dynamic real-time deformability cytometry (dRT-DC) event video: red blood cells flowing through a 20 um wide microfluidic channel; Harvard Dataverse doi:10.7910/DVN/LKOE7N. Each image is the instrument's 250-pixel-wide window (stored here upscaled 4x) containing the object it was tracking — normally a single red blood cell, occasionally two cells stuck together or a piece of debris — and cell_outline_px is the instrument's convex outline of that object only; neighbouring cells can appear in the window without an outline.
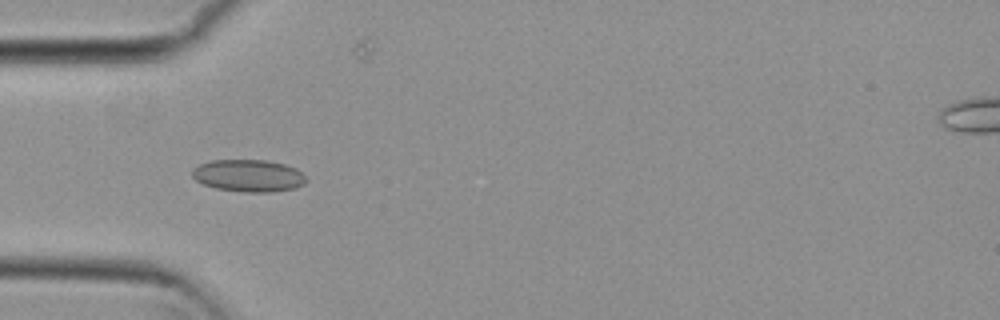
{"species": "common noctule bat (a hibernating species)", "species_latin": "Nyctalus noctula", "temperature_condition": "cold", "stored_images_in_passage": 7, "camera_frame_rate_fps": 3000, "um_per_image_px": 0.085, "animal": {"sex": "female", "body_mass_g": 29.2, "forearm_length_mm": 56.3}, "frame": {"image": 1, "passage_image": 1, "time_ms": 0.0, "image_size_px": [1000, 320], "cell_outline_px": [[308, 180], [304, 184], [296, 188], [268, 192], [244, 192], [216, 188], [204, 184], [196, 180], [192, 176], [192, 168], [200, 164], [212, 160], [264, 160], [284, 164], [296, 168]], "centroid_in_image_um": [21.12, 14.93], "position_along_channel_um": 63.9, "area_um2": 21.33}}
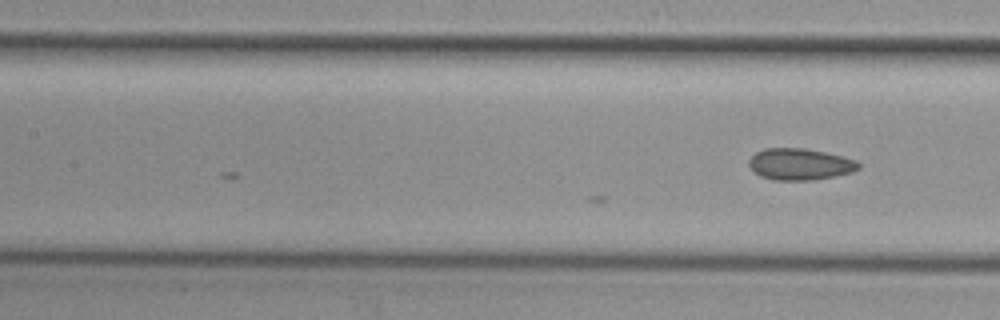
{"frame": {"image": 2, "passage_image": 7, "time_ms": 2.0, "image_size_px": [1000, 320], "cell_outline_px": [[860, 168], [852, 172], [812, 180], [772, 180], [760, 176], [748, 164], [748, 160], [756, 152], [764, 148], [804, 148], [844, 156], [856, 160], [860, 164]], "centroid_in_image_um": [67.99, 13.95], "position_along_channel_um": 139.4, "area_um2": 20.11}}